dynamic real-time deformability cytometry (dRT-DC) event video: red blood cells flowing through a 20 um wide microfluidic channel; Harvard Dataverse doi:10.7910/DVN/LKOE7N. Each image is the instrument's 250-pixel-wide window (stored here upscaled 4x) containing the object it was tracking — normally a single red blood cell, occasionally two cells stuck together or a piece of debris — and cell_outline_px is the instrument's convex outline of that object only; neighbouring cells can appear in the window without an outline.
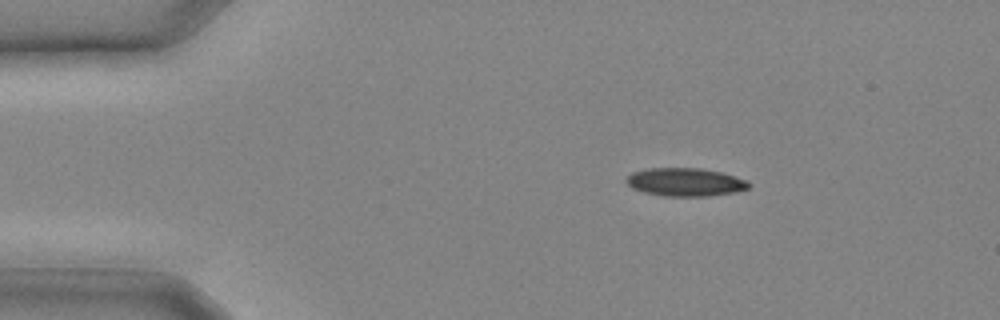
{"species": "common noctule bat (a hibernating species)", "species_latin": "Nyctalus noctula", "temperature_condition": "cold", "stored_images_in_passage": 8, "camera_frame_rate_fps": 3000, "um_per_image_px": 0.085, "animal": {"sex": "male", "body_mass_g": 20.4}, "frame": {"image": 1, "passage_image": 1, "time_ms": 0.0, "image_size_px": [1000, 320], "cell_outline_px": [[752, 184], [748, 188], [736, 192], [708, 196], [664, 196], [644, 192], [632, 188], [624, 180], [632, 172], [648, 168], [700, 168], [720, 172], [748, 180]], "centroid_in_image_um": [58.25, 15.48], "position_along_channel_um": 26.7, "area_um2": 20.17}}
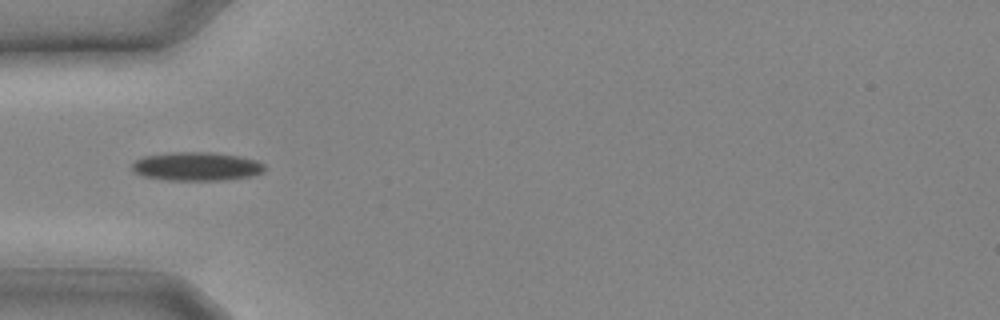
{"frame": {"image": 2, "passage_image": 5, "time_ms": 1.333, "image_size_px": [1000, 320], "cell_outline_px": [[264, 172], [248, 176], [220, 180], [168, 180], [144, 176], [132, 172], [132, 164], [136, 160], [144, 156], [168, 152], [212, 152], [240, 156], [256, 160], [264, 164]], "centroid_in_image_um": [16.68, 14.13], "position_along_channel_um": 68.3, "area_um2": 22.08}}
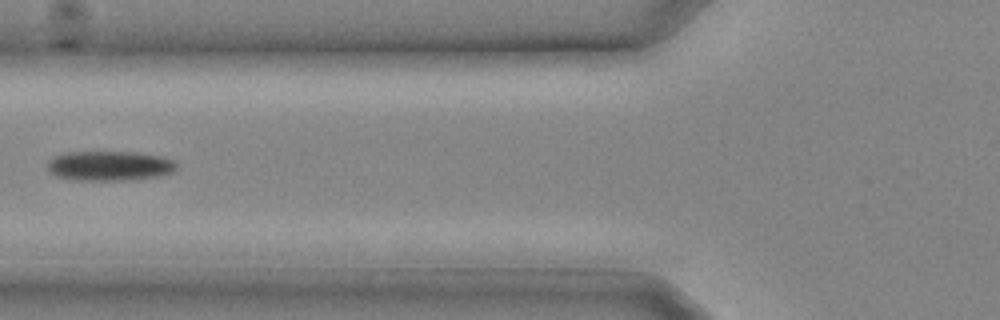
{"frame": {"image": 3, "passage_image": 7, "time_ms": 2.0, "image_size_px": [1000, 320], "cell_outline_px": [[176, 168], [172, 172], [160, 176], [120, 180], [76, 180], [56, 176], [48, 172], [48, 164], [56, 156], [68, 152], [140, 152], [164, 156], [176, 160]], "centroid_in_image_um": [9.37, 14.09], "position_along_channel_um": 116.4, "area_um2": 22.37}}